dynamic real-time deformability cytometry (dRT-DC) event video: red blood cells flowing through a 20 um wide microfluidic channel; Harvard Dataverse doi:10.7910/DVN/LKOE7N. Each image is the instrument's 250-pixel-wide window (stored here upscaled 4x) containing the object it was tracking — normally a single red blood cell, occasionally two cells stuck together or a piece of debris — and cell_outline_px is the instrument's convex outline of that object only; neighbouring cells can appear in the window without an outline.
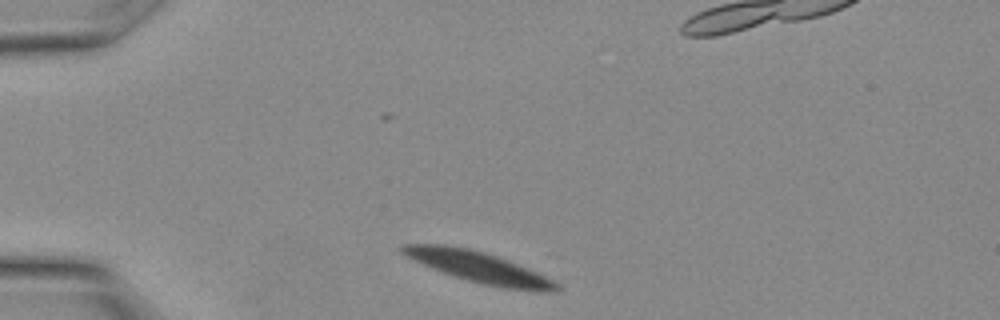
{"species": "Egyptian fruit bat (a non-hibernating species)", "species_latin": "Rousettus aegyptiacus", "temperature_condition": "warm", "stored_images_in_passage": 18, "camera_frame_rate_fps": 3000, "um_per_image_px": 0.085, "animal": {"sex": "female"}, "frame": {"image": 1, "passage_image": 1, "time_ms": 0.0, "image_size_px": [1000, 320], "cell_outline_px": [[560, 288], [552, 292], [536, 292], [500, 288], [468, 280], [432, 268], [400, 252], [400, 244], [448, 244], [468, 248], [484, 252], [508, 260], [536, 272], [560, 284]], "centroid_in_image_um": [40.74, 22.71], "position_along_channel_um": 44.3, "area_um2": 27.51}}
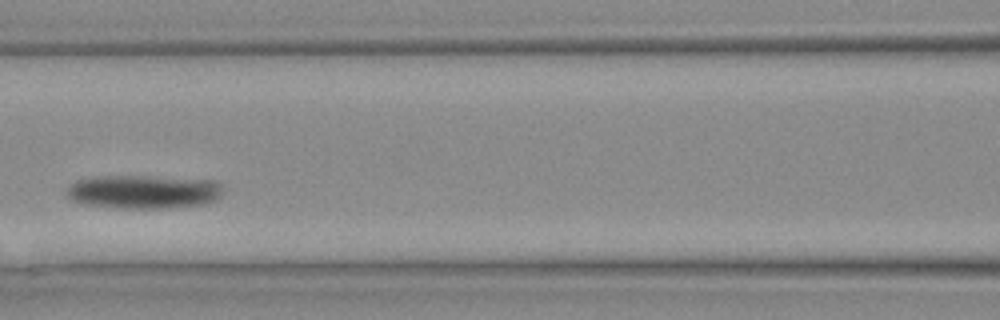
{"frame": {"image": 2, "passage_image": 8, "time_ms": 2.333, "image_size_px": [1000, 320], "cell_outline_px": [[224, 188], [220, 196], [216, 200], [208, 204], [168, 208], [108, 208], [80, 204], [64, 196], [68, 188], [76, 180], [92, 176], [144, 176], [216, 180]], "centroid_in_image_um": [12.18, 16.31], "position_along_channel_um": 154.4, "area_um2": 31.33}}